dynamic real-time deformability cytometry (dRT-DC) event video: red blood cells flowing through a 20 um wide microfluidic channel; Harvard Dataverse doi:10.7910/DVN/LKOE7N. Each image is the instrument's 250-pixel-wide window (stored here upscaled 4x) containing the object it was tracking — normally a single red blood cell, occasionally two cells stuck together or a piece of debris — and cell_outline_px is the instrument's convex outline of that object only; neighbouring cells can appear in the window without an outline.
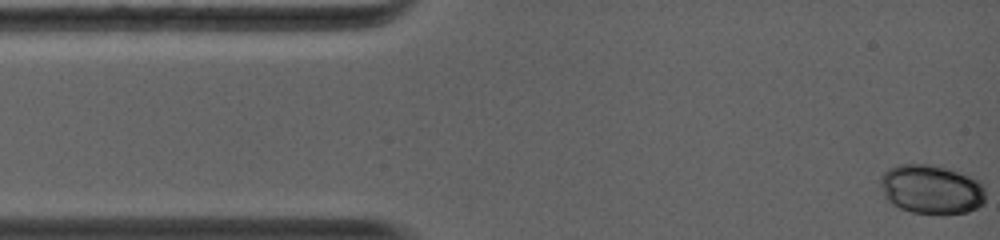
{"species": "common noctule bat (a hibernating species)", "species_latin": "Nyctalus noctula", "temperature_condition": "warm", "stored_images_in_passage": 31, "camera_frame_rate_fps": 5000, "um_per_image_px": 0.085, "animal": {"sex": "female", "body_mass_g": 19.0, "forearm_length_mm": 56.7}, "frame": {"image": 1, "passage_image": 1, "time_ms": 0.0, "image_size_px": [1000, 240], "cell_outline_px": [[984, 204], [968, 212], [944, 216], [912, 212], [900, 208], [892, 204], [888, 200], [880, 184], [880, 176], [884, 172], [900, 164], [928, 164], [944, 168], [956, 172], [976, 180], [984, 188]], "centroid_in_image_um": [79.16, 16.14], "position_along_channel_um": 5.8, "area_um2": 30.06}}
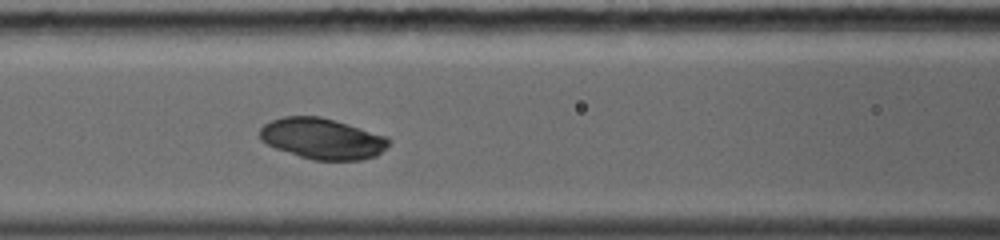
{"frame": {"image": 2, "passage_image": 14, "time_ms": 5.0, "image_size_px": [1000, 240], "cell_outline_px": [[392, 140], [376, 156], [360, 160], [312, 160], [276, 148], [260, 140], [260, 128], [264, 124], [272, 120], [284, 116], [320, 116], [388, 136]], "centroid_in_image_um": [27.4, 11.78], "position_along_channel_um": 139.2, "area_um2": 30.58}}
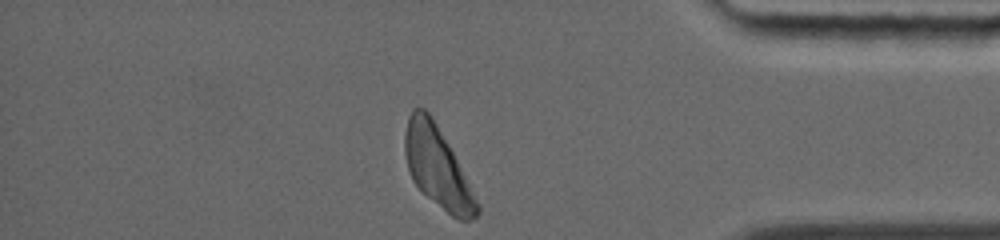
{"frame": {"image": 3, "passage_image": 31, "time_ms": 11.6, "image_size_px": [1000, 240], "cell_outline_px": [[480, 212], [472, 220], [460, 220], [452, 216], [428, 196], [412, 180], [408, 168], [404, 152], [404, 132], [408, 116], [412, 108], [424, 108], [432, 116], [448, 144], [480, 204]], "centroid_in_image_um": [37.17, 14.19], "position_along_channel_um": 398.0, "area_um2": 33.35}}